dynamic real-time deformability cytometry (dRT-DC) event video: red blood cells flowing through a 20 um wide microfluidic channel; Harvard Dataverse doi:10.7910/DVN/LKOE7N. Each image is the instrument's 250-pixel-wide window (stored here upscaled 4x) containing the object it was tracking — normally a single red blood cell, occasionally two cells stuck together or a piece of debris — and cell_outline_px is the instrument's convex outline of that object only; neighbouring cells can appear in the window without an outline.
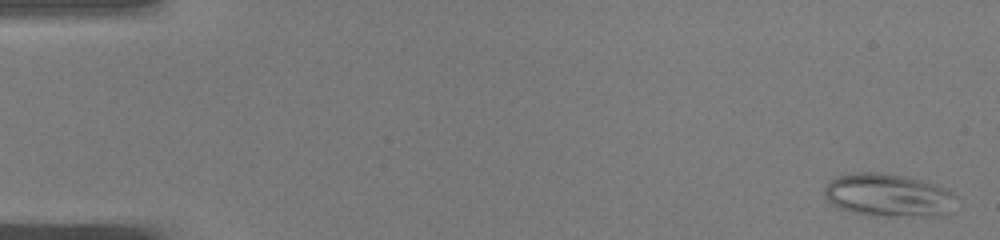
{"species": "common noctule bat (a hibernating species)", "species_latin": "Nyctalus noctula", "temperature_condition": "warm", "stored_images_in_passage": 49, "camera_frame_rate_fps": 3000, "um_per_image_px": 0.085, "animal": {"sex": "male", "body_mass_g": 19.0, "forearm_length_mm": 50.8}, "frame": {"image": 1, "passage_image": 1, "time_ms": 0.0, "image_size_px": [1000, 240], "cell_outline_px": [[956, 196], [948, 212], [940, 216], [888, 216], [852, 212], [840, 208], [832, 204], [824, 196], [824, 188], [836, 176], [852, 172], [880, 172], [904, 176], [924, 180], [948, 188]], "centroid_in_image_um": [75.51, 16.58], "position_along_channel_um": 9.5, "area_um2": 33.06}}
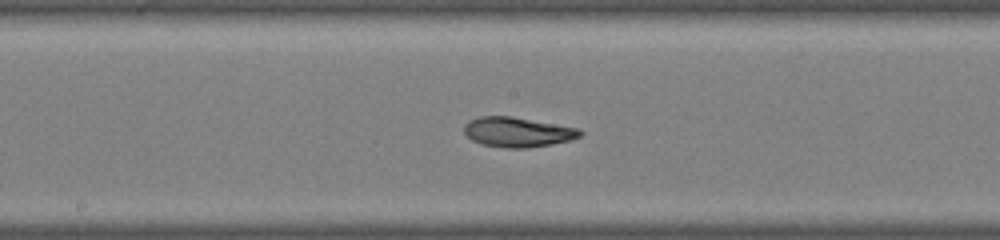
{"frame": {"image": 2, "passage_image": 26, "time_ms": 8.333, "image_size_px": [1000, 240], "cell_outline_px": [[584, 132], [580, 136], [568, 140], [552, 144], [528, 148], [504, 148], [480, 144], [472, 140], [464, 132], [464, 124], [468, 120], [480, 116], [512, 116], [580, 128]], "centroid_in_image_um": [43.98, 11.22], "position_along_channel_um": 204.2, "area_um2": 20.35}}
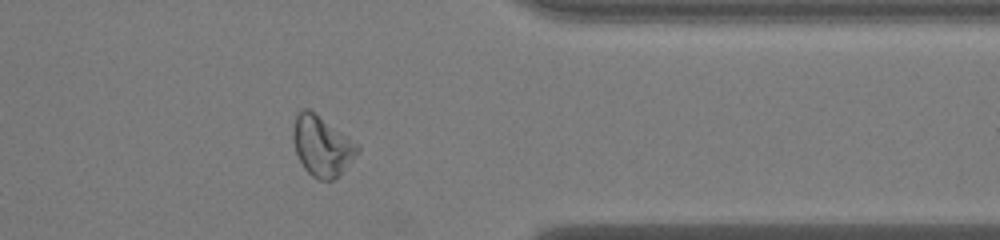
{"frame": {"image": 3, "passage_image": 40, "time_ms": 13.0, "image_size_px": [1000, 240], "cell_outline_px": [[360, 148], [340, 176], [332, 180], [320, 180], [312, 176], [304, 168], [296, 152], [292, 136], [292, 128], [296, 112], [304, 108], [308, 108], [356, 144]], "centroid_in_image_um": [27.31, 12.42], "position_along_channel_um": 384.1, "area_um2": 22.08}, "authors_computed_cell_mechanics": {"area_um2": 22.3108, "velocity_mm_per_s": 4.058, "shape_relaxation_time_tau1_ms": 4.3556, "shape_relaxation_time_tau2_ms": 4.3322, "deformation_change_tau1": 0.1354, "deformation_change_tau2": 0.12}}